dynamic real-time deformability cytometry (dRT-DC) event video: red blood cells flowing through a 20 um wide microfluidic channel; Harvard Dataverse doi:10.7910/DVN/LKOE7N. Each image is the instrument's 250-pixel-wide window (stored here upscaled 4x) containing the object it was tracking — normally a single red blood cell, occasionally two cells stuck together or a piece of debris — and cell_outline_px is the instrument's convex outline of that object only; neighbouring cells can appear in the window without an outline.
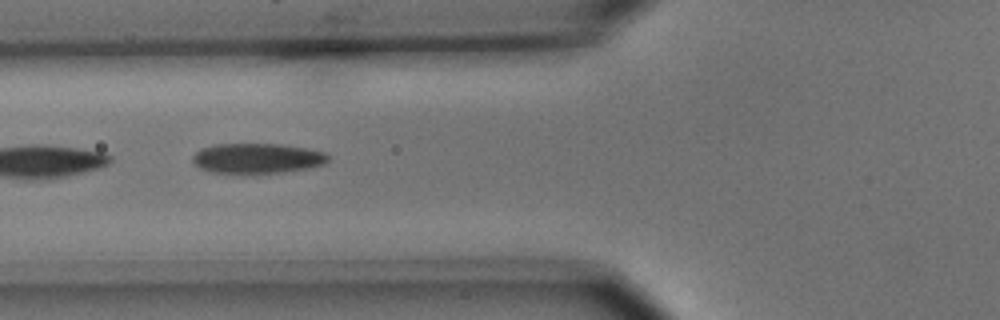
{"species": "common noctule bat (a hibernating species)", "species_latin": "Nyctalus noctula", "temperature_condition": "cold", "stored_images_in_passage": 6, "camera_frame_rate_fps": 3000, "um_per_image_px": 0.085, "animal": {"sex": "male", "body_mass_g": 15.6}, "frame": {"image": 1, "passage_image": 6, "time_ms": 6.0, "image_size_px": [1000, 320], "cell_outline_px": [[328, 160], [324, 164], [308, 168], [284, 172], [208, 172], [192, 164], [192, 156], [200, 148], [216, 144], [280, 144], [308, 148], [324, 152], [328, 156]], "centroid_in_image_um": [21.83, 13.44], "position_along_channel_um": 104.0, "area_um2": 23.64}}